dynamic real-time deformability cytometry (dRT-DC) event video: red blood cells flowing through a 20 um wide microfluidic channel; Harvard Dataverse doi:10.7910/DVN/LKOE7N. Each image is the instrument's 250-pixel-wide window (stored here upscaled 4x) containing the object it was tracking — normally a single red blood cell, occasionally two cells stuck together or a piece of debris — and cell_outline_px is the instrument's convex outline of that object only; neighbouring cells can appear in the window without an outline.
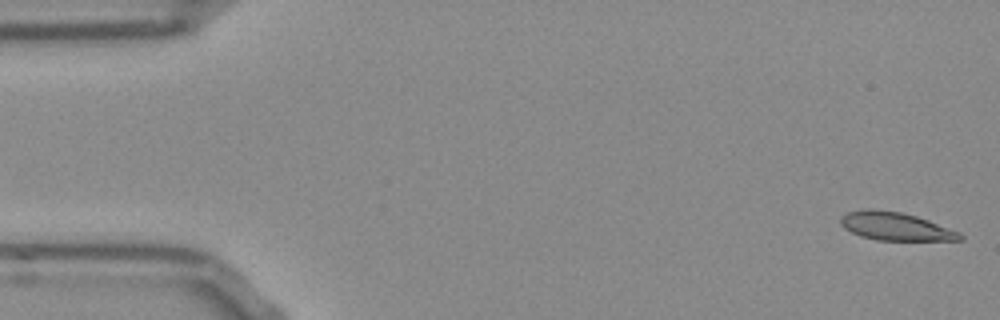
{"species": "Egyptian fruit bat (a non-hibernating species)", "species_latin": "Rousettus aegyptiacus", "temperature_condition": "room temperature", "stored_images_in_passage": 52, "camera_frame_rate_fps": 3000, "um_per_image_px": 0.085, "frame": {"image": 1, "passage_image": 1, "time_ms": 0.0, "image_size_px": [1000, 320], "cell_outline_px": [[964, 240], [876, 240], [860, 236], [844, 228], [840, 224], [840, 216], [848, 212], [864, 208], [872, 208], [900, 212], [916, 216], [928, 220], [960, 232], [964, 236]], "centroid_in_image_um": [76.09, 19.23], "position_along_channel_um": 8.9, "area_um2": 19.65}}
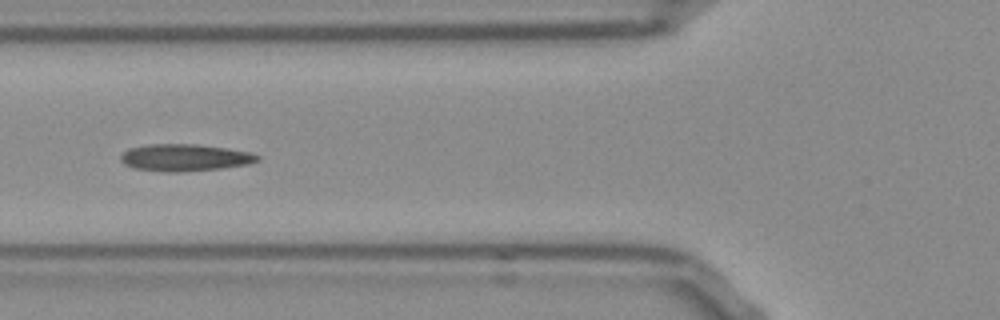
{"frame": {"image": 2, "passage_image": 19, "time_ms": 6.0, "image_size_px": [1000, 320], "cell_outline_px": [[260, 160], [248, 164], [224, 168], [184, 172], [164, 172], [136, 168], [124, 164], [120, 160], [120, 156], [128, 148], [152, 144], [196, 144], [228, 148], [248, 152], [260, 156]], "centroid_in_image_um": [15.72, 13.4], "position_along_channel_um": 110.1, "area_um2": 21.62}}
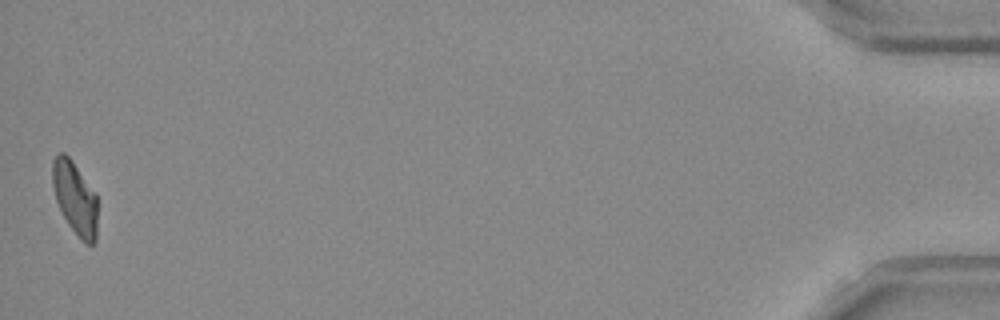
{"frame": {"image": 3, "passage_image": 52, "time_ms": 17.0, "image_size_px": [1000, 320], "cell_outline_px": [[96, 240], [92, 244], [88, 244], [80, 240], [68, 224], [56, 200], [52, 184], [52, 160], [60, 152], [64, 152], [72, 160], [96, 192]], "centroid_in_image_um": [6.37, 16.81], "position_along_channel_um": 428.8, "area_um2": 19.13}, "authors_computed_cell_mechanics": {"area_um2": 20.1433, "velocity_mm_per_s": 3.8047, "shape_relaxation_time_tau1_ms": null, "shape_relaxation_time_tau2_ms": 4.024, "deformation_change_tau1": null, "deformation_change_tau2": 0.1153}}